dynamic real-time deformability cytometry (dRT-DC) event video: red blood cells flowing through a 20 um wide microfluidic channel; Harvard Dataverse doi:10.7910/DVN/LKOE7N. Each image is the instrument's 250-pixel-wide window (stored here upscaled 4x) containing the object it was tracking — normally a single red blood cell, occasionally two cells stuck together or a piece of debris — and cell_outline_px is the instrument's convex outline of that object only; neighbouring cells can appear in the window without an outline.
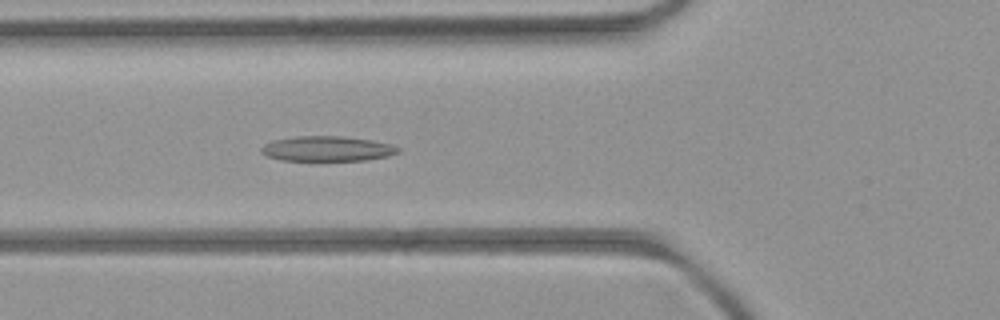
{"species": "common noctule bat (a hibernating species)", "species_latin": "Nyctalus noctula", "temperature_condition": "room temperature", "stored_images_in_passage": 4, "camera_frame_rate_fps": 3000, "um_per_image_px": 0.085, "animal": {"sex": "female", "body_mass_g": 21.9}, "frame": {"image": 1, "passage_image": 4, "time_ms": 3.333, "image_size_px": [1000, 320], "cell_outline_px": [[400, 152], [388, 156], [368, 160], [280, 160], [268, 156], [260, 152], [260, 148], [264, 144], [272, 140], [296, 136], [340, 136], [372, 140], [392, 144], [400, 148]], "centroid_in_image_um": [27.81, 12.63], "position_along_channel_um": 98.0, "area_um2": 20.06}}